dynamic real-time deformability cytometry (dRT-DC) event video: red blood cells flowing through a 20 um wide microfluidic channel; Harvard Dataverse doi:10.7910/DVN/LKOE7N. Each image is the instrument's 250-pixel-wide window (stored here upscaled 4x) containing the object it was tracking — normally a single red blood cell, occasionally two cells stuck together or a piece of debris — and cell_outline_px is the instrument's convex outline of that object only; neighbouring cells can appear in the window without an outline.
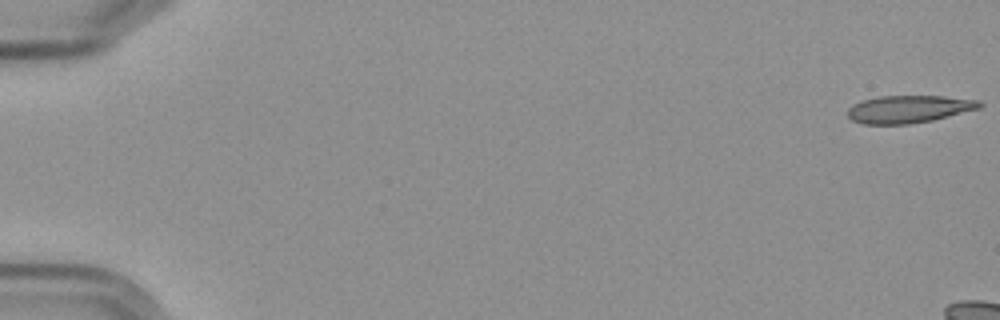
{"species": "Egyptian fruit bat (a non-hibernating species)", "species_latin": "Rousettus aegyptiacus", "temperature_condition": "cold", "stored_images_in_passage": 5, "camera_frame_rate_fps": 3000, "um_per_image_px": 0.085, "frame": {"image": 1, "passage_image": 1, "time_ms": 0.0, "image_size_px": [1000, 320], "cell_outline_px": [[984, 104], [980, 108], [932, 120], [908, 124], [860, 124], [852, 120], [848, 116], [848, 108], [852, 104], [860, 100], [880, 96], [944, 96], [980, 100]], "centroid_in_image_um": [77.23, 9.27], "position_along_channel_um": 7.8, "area_um2": 21.27}}